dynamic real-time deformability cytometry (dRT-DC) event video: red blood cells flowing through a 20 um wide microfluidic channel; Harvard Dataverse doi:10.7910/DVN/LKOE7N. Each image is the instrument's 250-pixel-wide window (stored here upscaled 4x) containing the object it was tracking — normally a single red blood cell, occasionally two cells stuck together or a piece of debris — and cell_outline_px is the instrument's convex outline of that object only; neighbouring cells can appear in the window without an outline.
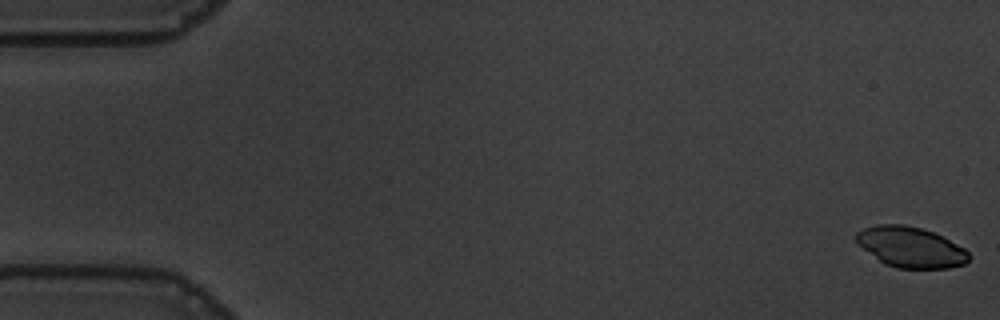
{"species": "common noctule bat (a hibernating species)", "species_latin": "Nyctalus noctula", "temperature_condition": "warm", "stored_images_in_passage": 13, "camera_frame_rate_fps": 3000, "um_per_image_px": 0.085, "animal": {"sex": "male", "body_mass_g": 19.5, "forearm_length_mm": 54.6}, "frame": {"image": 1, "passage_image": 1, "time_ms": 0.0, "image_size_px": [1000, 320], "cell_outline_px": [[972, 256], [964, 264], [948, 268], [900, 268], [884, 264], [856, 244], [856, 232], [864, 228], [876, 224], [904, 224], [920, 228], [932, 232], [964, 248]], "centroid_in_image_um": [77.37, 21.01], "position_along_channel_um": 7.6, "area_um2": 26.53}}
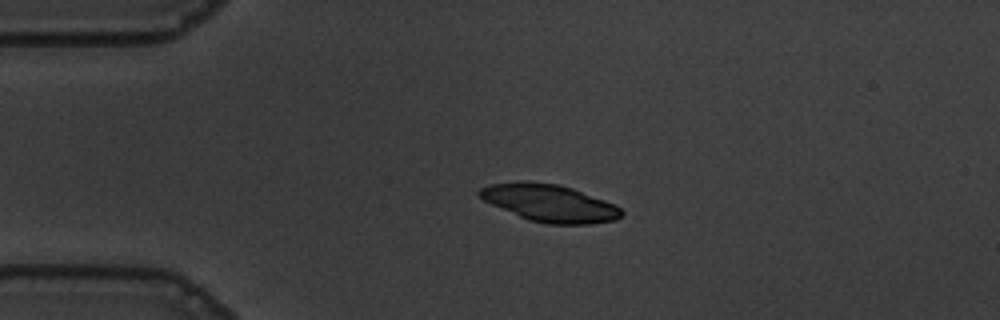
{"frame": {"image": 2, "passage_image": 13, "time_ms": 4.0, "image_size_px": [1000, 320], "cell_outline_px": [[624, 212], [616, 220], [592, 224], [548, 224], [528, 220], [492, 204], [484, 200], [476, 192], [480, 188], [488, 184], [528, 180], [556, 184], [572, 188], [616, 204]], "centroid_in_image_um": [46.72, 17.25], "position_along_channel_um": 38.3, "area_um2": 30.92}}